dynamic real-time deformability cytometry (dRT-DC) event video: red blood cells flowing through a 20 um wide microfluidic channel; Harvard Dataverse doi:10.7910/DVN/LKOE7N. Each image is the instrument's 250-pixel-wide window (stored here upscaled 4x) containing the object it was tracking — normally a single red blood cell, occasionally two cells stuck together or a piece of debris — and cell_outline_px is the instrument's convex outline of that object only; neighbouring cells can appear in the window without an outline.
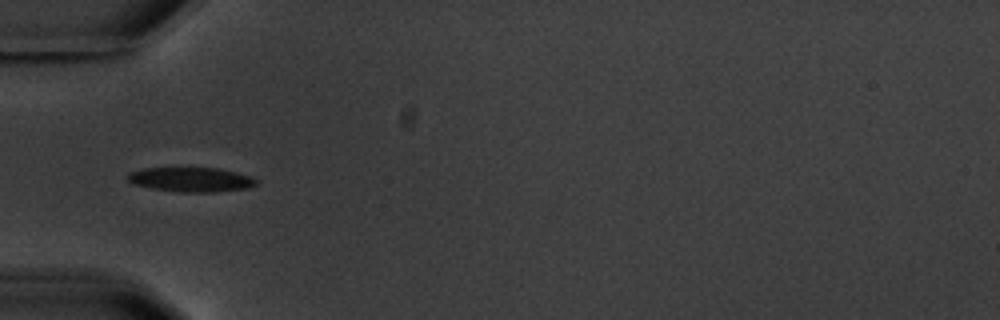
{"species": "common noctule bat (a hibernating species)", "species_latin": "Nyctalus noctula", "temperature_condition": "warm", "stored_images_in_passage": 10, "camera_frame_rate_fps": 3000, "um_per_image_px": 0.085, "animal": {"sex": "male", "body_mass_g": 20.1, "forearm_length_mm": 53.5}, "frame": {"image": 1, "passage_image": 1, "time_ms": 0.0, "image_size_px": [1000, 320], "cell_outline_px": [[256, 184], [248, 188], [216, 192], [180, 192], [152, 188], [132, 184], [124, 176], [128, 172], [144, 168], [220, 168], [252, 176], [256, 180]], "centroid_in_image_um": [16.21, 15.26], "position_along_channel_um": 68.8, "area_um2": 18.5}}
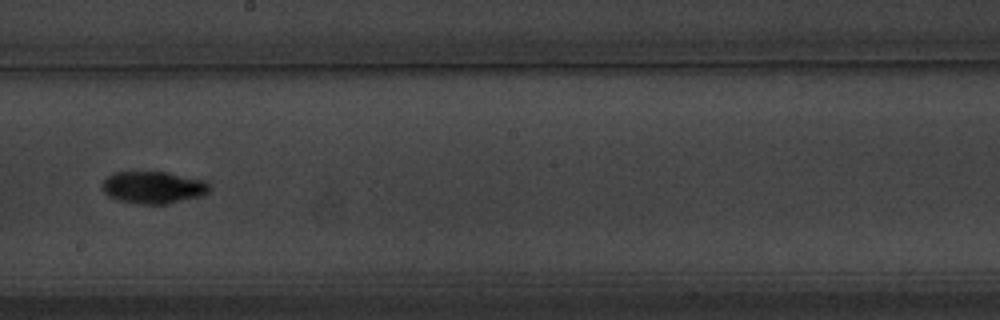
{"frame": {"image": 2, "passage_image": 5, "time_ms": 4.667, "image_size_px": [1000, 320], "cell_outline_px": [[212, 184], [208, 192], [204, 196], [164, 204], [136, 204], [116, 200], [108, 196], [100, 188], [100, 184], [108, 176], [116, 172], [164, 172], [208, 180]], "centroid_in_image_um": [13.05, 15.94], "position_along_channel_um": 235.2, "area_um2": 20.52}, "authors_computed_cell_mechanics": {"area_um2": 18.2359, "velocity_mm_per_s": 3.56, "shape_relaxation_time_tau1_ms": 1.4248, "shape_relaxation_time_tau2_ms": null, "deformation_change_tau1": 0.0982, "deformation_change_tau2": null}}